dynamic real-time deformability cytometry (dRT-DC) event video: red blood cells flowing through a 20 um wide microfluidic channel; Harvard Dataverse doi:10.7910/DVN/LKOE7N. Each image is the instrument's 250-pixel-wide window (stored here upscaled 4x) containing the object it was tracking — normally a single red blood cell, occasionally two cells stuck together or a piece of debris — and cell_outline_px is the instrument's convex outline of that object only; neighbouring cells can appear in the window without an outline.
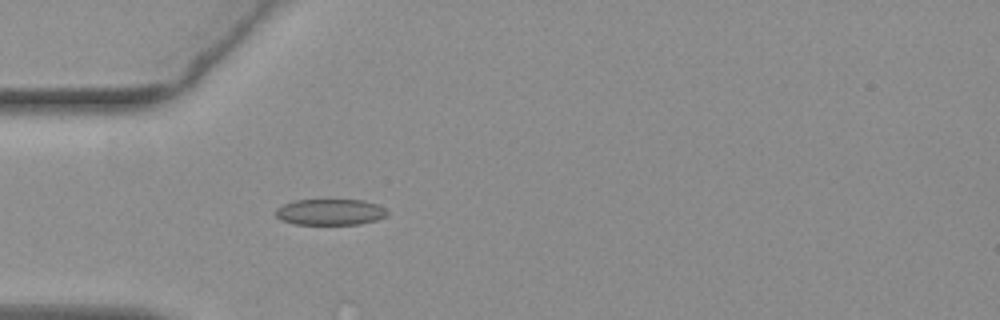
{"species": "common noctule bat (a hibernating species)", "species_latin": "Nyctalus noctula", "temperature_condition": "warm", "stored_images_in_passage": 44, "camera_frame_rate_fps": 3000, "um_per_image_px": 0.085, "animal": {"sex": "female", "body_mass_g": 19.3, "forearm_length_mm": 54.1}, "frame": {"image": 1, "passage_image": 7, "time_ms": 2.0, "image_size_px": [1000, 320], "cell_outline_px": [[388, 216], [380, 220], [360, 224], [296, 224], [280, 220], [276, 216], [276, 208], [284, 204], [296, 200], [364, 200], [376, 204], [384, 208], [388, 212]], "centroid_in_image_um": [28.1, 18.03], "position_along_channel_um": 56.9, "area_um2": 17.05}}
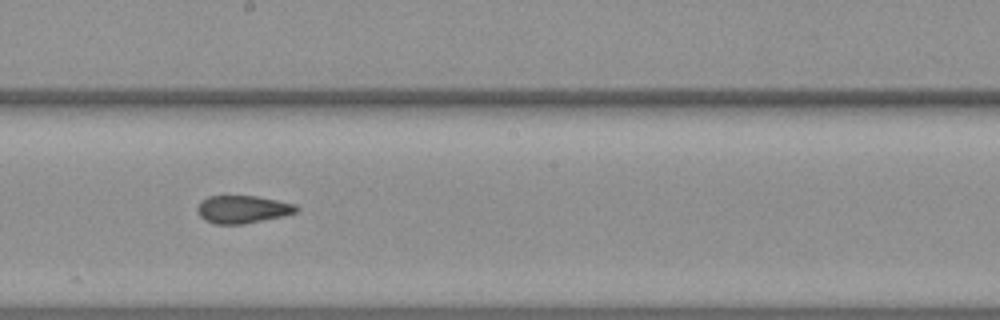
{"frame": {"image": 2, "passage_image": 21, "time_ms": 6.667, "image_size_px": [1000, 320], "cell_outline_px": [[300, 208], [296, 212], [284, 216], [244, 224], [216, 224], [204, 220], [200, 216], [196, 208], [200, 200], [208, 196], [256, 196], [296, 204]], "centroid_in_image_um": [20.61, 17.79], "position_along_channel_um": 227.6, "area_um2": 16.13}}
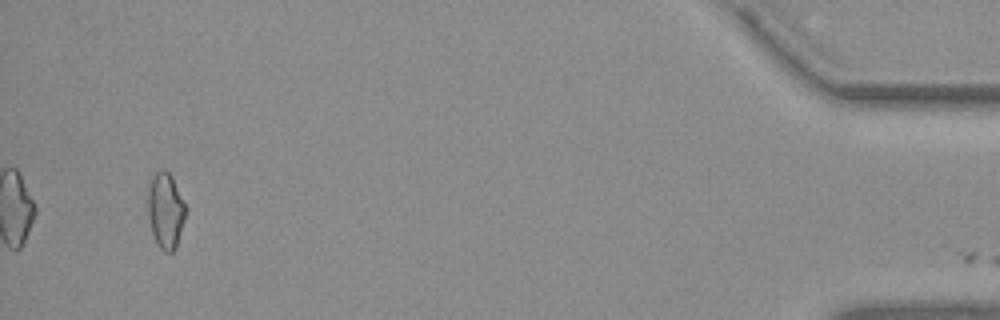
{"frame": {"image": 3, "passage_image": 43, "time_ms": 14.0, "image_size_px": [1000, 320], "cell_outline_px": [[188, 208], [176, 248], [172, 252], [164, 252], [156, 244], [152, 232], [148, 216], [148, 188], [152, 176], [156, 172], [164, 168], [172, 176]], "centroid_in_image_um": [14.09, 17.89], "position_along_channel_um": 421.1, "area_um2": 16.99}, "authors_computed_cell_mechanics": {"area_um2": 16.5886, "velocity_mm_per_s": 3.7613, "shape_relaxation_time_tau1_ms": null, "shape_relaxation_time_tau2_ms": 2.2013, "deformation_change_tau1": null, "deformation_change_tau2": 0.0895}}